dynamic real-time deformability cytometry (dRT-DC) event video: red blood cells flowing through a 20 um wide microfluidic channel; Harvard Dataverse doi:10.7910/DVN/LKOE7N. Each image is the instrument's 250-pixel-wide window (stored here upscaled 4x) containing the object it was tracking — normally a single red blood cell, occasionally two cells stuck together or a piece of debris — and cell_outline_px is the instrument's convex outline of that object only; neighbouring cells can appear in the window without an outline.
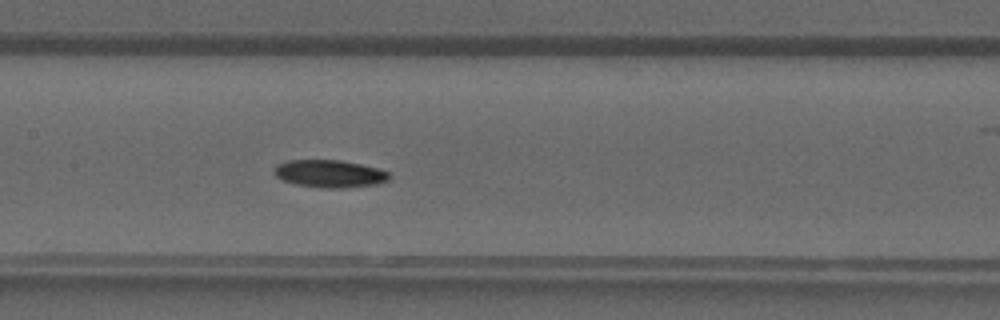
{"species": "common noctule bat (a hibernating species)", "species_latin": "Nyctalus noctula", "temperature_condition": "warm", "stored_images_in_passage": 28, "camera_frame_rate_fps": 3000, "um_per_image_px": 0.085, "animal": {"sex": "male", "forearm_length_mm": 52.5}, "frame": {"image": 1, "passage_image": 8, "time_ms": 2.333, "image_size_px": [1000, 320], "cell_outline_px": [[392, 176], [388, 180], [380, 184], [340, 188], [324, 188], [296, 184], [284, 180], [276, 176], [272, 172], [272, 168], [276, 164], [288, 160], [340, 160], [380, 168], [388, 172]], "centroid_in_image_um": [28.02, 14.76], "position_along_channel_um": 179.4, "area_um2": 18.67}}
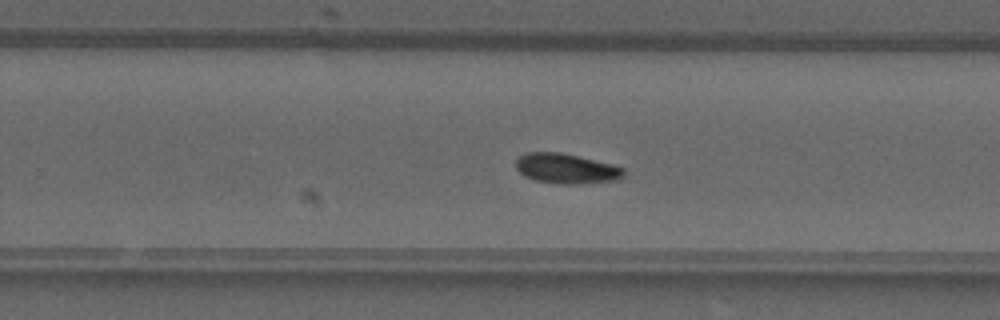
{"frame": {"image": 2, "passage_image": 14, "time_ms": 4.333, "image_size_px": [1000, 320], "cell_outline_px": [[624, 176], [616, 180], [572, 184], [564, 184], [536, 180], [524, 176], [516, 168], [516, 156], [528, 152], [560, 152], [612, 164], [624, 168]], "centroid_in_image_um": [48.1, 14.31], "position_along_channel_um": 281.7, "area_um2": 18.73}}
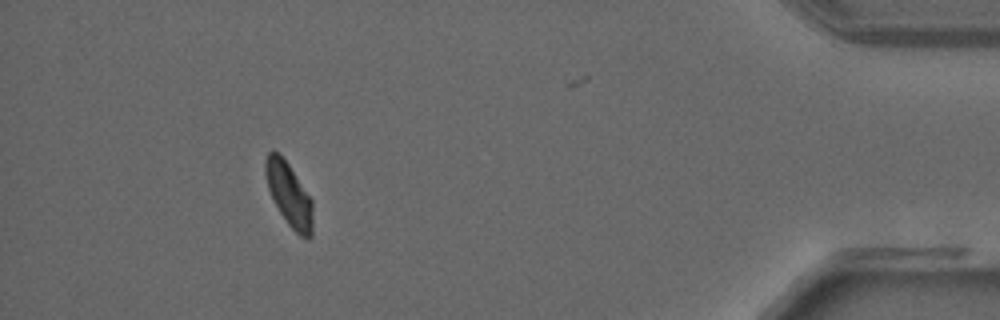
{"frame": {"image": 3, "passage_image": 25, "time_ms": 8.0, "image_size_px": [1000, 320], "cell_outline_px": [[312, 236], [300, 236], [288, 224], [280, 212], [268, 188], [264, 172], [264, 160], [268, 152], [272, 148], [288, 164], [312, 200]], "centroid_in_image_um": [24.54, 16.5], "position_along_channel_um": 410.7, "area_um2": 17.11}}